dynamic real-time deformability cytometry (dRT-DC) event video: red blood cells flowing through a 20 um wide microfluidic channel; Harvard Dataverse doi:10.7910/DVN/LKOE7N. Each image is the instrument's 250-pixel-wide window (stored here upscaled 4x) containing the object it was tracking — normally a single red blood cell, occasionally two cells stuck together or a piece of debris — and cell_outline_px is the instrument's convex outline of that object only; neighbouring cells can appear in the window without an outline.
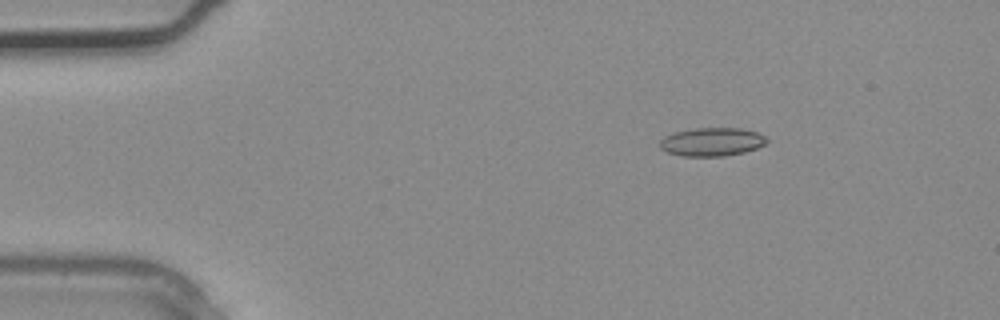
{"species": "common noctule bat (a hibernating species)", "species_latin": "Nyctalus noctula", "temperature_condition": "warm", "stored_images_in_passage": 3, "camera_frame_rate_fps": 3000, "um_per_image_px": 0.085, "animal": {"sex": "male", "body_mass_g": 20.4}, "frame": {"image": 1, "passage_image": 2, "time_ms": 0.333, "image_size_px": [1000, 320], "cell_outline_px": [[768, 140], [764, 144], [756, 148], [744, 152], [724, 156], [680, 156], [668, 152], [660, 148], [660, 140], [664, 136], [676, 132], [696, 128], [740, 128], [756, 132], [764, 136]], "centroid_in_image_um": [60.49, 12.06], "position_along_channel_um": 24.5, "area_um2": 17.57}}